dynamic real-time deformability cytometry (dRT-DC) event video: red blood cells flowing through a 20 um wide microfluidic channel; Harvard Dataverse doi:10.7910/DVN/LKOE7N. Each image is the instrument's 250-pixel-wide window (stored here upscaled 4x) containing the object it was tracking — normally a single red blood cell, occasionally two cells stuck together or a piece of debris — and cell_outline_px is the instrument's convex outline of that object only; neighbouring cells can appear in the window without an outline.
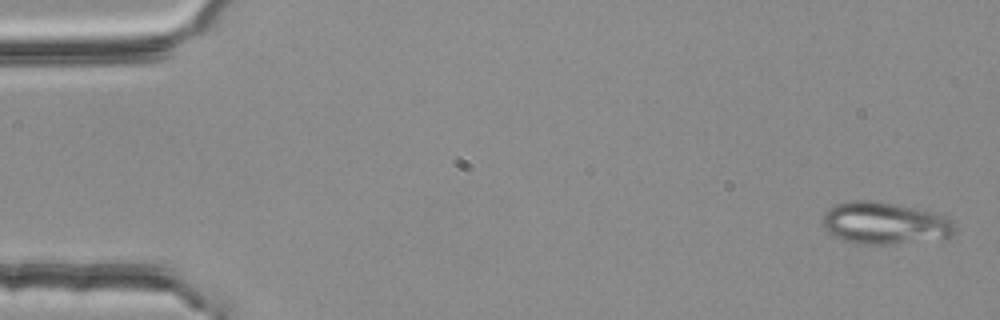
{"species": "common noctule bat (a hibernating species)", "species_latin": "Nyctalus noctula", "temperature_condition": "room temperature", "stored_images_in_passage": 4, "camera_frame_rate_fps": 3000, "um_per_image_px": 0.085, "animal": {"sex": "female", "body_mass_g": 25.1}, "frame": {"image": 1, "passage_image": 1, "time_ms": 0.0, "image_size_px": [1000, 320], "cell_outline_px": [[952, 236], [884, 244], [856, 244], [844, 240], [828, 232], [824, 228], [824, 216], [828, 208], [836, 204], [852, 200], [872, 200], [896, 204], [936, 212], [952, 220]], "centroid_in_image_um": [75.15, 18.94], "position_along_channel_um": 9.9, "area_um2": 31.79}}